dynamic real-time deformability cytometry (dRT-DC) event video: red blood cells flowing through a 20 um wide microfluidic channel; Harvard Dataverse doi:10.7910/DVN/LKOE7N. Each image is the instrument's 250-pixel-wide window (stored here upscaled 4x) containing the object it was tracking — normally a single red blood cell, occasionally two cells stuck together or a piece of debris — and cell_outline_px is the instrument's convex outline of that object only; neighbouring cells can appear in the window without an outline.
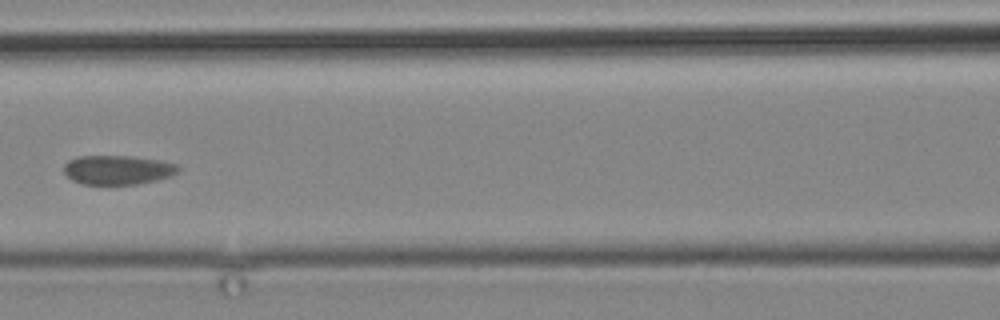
{"species": "common noctule bat (a hibernating species)", "species_latin": "Nyctalus noctula", "temperature_condition": "cold", "stored_images_in_passage": 4, "camera_frame_rate_fps": 3000, "um_per_image_px": 0.085, "animal": {"sex": "male", "body_mass_g": 19.2, "forearm_length_mm": 51.8}, "frame": {"image": 1, "passage_image": 3, "time_ms": 2.667, "image_size_px": [1000, 320], "cell_outline_px": [[180, 168], [176, 172], [168, 176], [156, 180], [136, 184], [84, 184], [72, 180], [64, 172], [64, 164], [68, 160], [80, 156], [132, 156], [160, 160], [176, 164]], "centroid_in_image_um": [9.98, 14.43], "position_along_channel_um": 156.6, "area_um2": 19.31}}
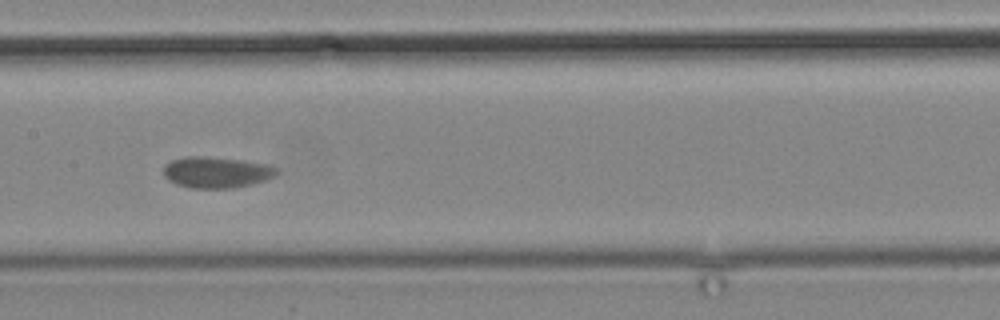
{"frame": {"image": 2, "passage_image": 4, "time_ms": 3.667, "image_size_px": [1000, 320], "cell_outline_px": [[276, 176], [268, 180], [252, 184], [232, 188], [188, 188], [176, 184], [168, 180], [164, 176], [164, 164], [172, 160], [184, 156], [204, 156], [240, 160], [264, 164], [276, 168]], "centroid_in_image_um": [18.36, 14.65], "position_along_channel_um": 189.0, "area_um2": 20.58}}